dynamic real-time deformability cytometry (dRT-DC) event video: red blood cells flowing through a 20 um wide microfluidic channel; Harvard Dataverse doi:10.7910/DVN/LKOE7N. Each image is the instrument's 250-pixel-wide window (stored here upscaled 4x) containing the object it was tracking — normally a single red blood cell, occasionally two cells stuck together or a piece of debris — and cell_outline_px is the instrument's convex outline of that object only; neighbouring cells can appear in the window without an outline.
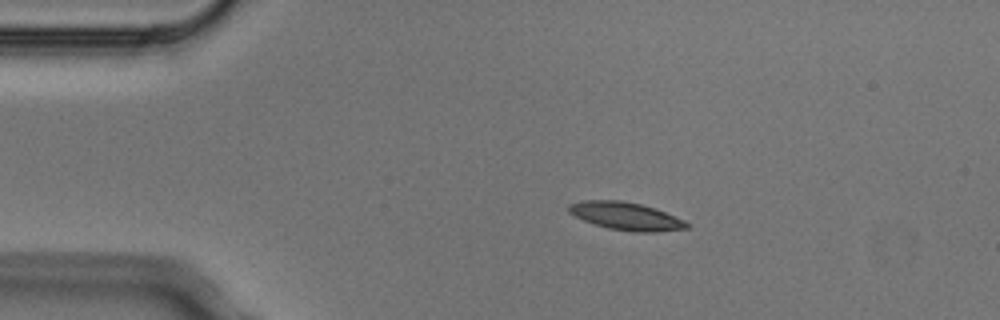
{"species": "Egyptian fruit bat (a non-hibernating species)", "species_latin": "Rousettus aegyptiacus", "temperature_condition": "cold", "stored_images_in_passage": 4, "camera_frame_rate_fps": 3000, "um_per_image_px": 0.085, "animal": {"sex": "male"}, "frame": {"image": 1, "passage_image": 2, "time_ms": 0.333, "image_size_px": [1000, 320], "cell_outline_px": [[692, 224], [688, 228], [656, 232], [632, 232], [608, 228], [584, 220], [568, 212], [568, 204], [584, 200], [620, 200], [640, 204], [656, 208], [684, 220]], "centroid_in_image_um": [53.24, 18.37], "position_along_channel_um": 31.8, "area_um2": 19.13}}
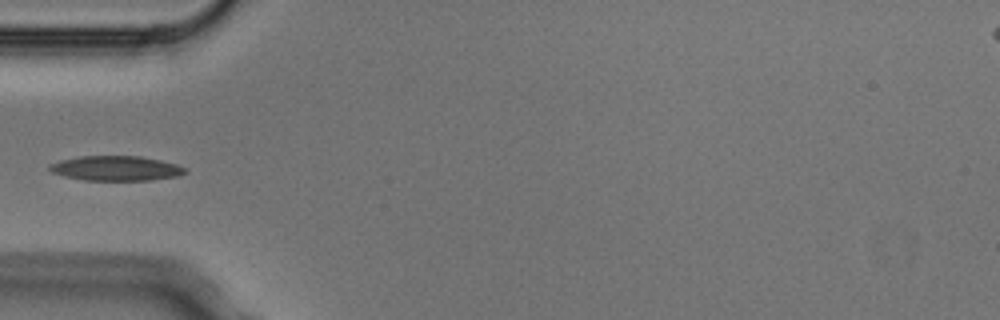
{"frame": {"image": 2, "passage_image": 3, "time_ms": 0.667, "image_size_px": [1000, 320], "cell_outline_px": [[188, 172], [176, 176], [148, 180], [84, 180], [64, 176], [52, 172], [48, 168], [48, 164], [60, 160], [80, 156], [140, 156], [160, 160], [176, 164], [184, 168]], "centroid_in_image_um": [9.82, 14.3], "position_along_channel_um": 75.2, "area_um2": 19.48}}
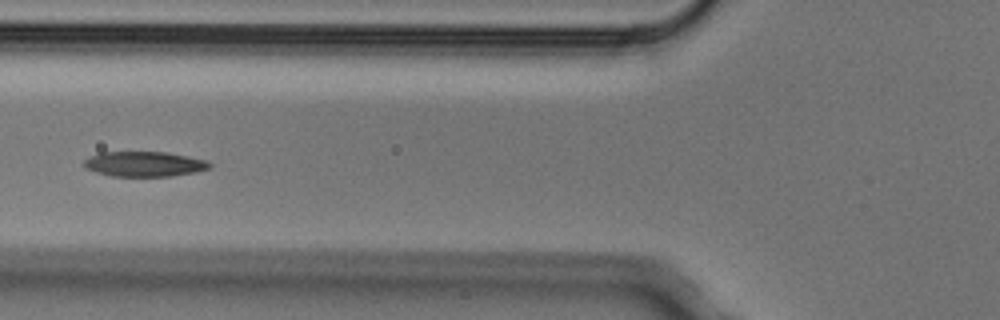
{"frame": {"image": 3, "passage_image": 4, "time_ms": 1.0, "image_size_px": [1000, 320], "cell_outline_px": [[212, 164], [208, 168], [196, 172], [172, 176], [112, 176], [96, 172], [84, 168], [80, 164], [84, 160], [100, 152], [168, 152], [188, 156], [204, 160]], "centroid_in_image_um": [12.22, 13.94], "position_along_channel_um": 113.6, "area_um2": 18.38}}